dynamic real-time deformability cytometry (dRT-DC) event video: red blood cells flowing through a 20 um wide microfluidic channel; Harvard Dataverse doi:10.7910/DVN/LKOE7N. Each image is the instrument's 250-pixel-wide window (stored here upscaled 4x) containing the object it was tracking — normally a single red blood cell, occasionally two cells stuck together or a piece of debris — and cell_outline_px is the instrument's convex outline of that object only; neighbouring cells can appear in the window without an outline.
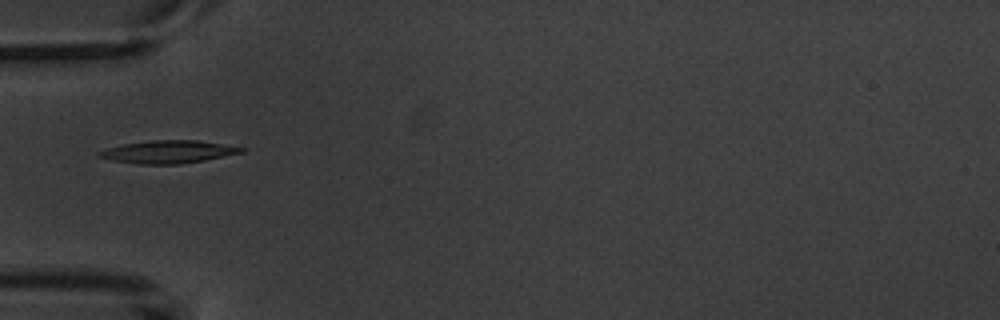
{"species": "common noctule bat (a hibernating species)", "species_latin": "Nyctalus noctula", "temperature_condition": "warm", "stored_images_in_passage": 3, "camera_frame_rate_fps": 3000, "um_per_image_px": 0.085, "animal": {"sex": "male", "body_mass_g": 20.1, "forearm_length_mm": 53.5}, "frame": {"image": 1, "passage_image": 3, "time_ms": 2.333, "image_size_px": [1000, 320], "cell_outline_px": [[248, 148], [244, 152], [204, 160], [180, 164], [136, 164], [112, 160], [96, 156], [96, 152], [108, 148], [124, 144], [152, 140], [196, 140]], "centroid_in_image_um": [14.29, 12.91], "position_along_channel_um": 70.7, "area_um2": 18.79}}